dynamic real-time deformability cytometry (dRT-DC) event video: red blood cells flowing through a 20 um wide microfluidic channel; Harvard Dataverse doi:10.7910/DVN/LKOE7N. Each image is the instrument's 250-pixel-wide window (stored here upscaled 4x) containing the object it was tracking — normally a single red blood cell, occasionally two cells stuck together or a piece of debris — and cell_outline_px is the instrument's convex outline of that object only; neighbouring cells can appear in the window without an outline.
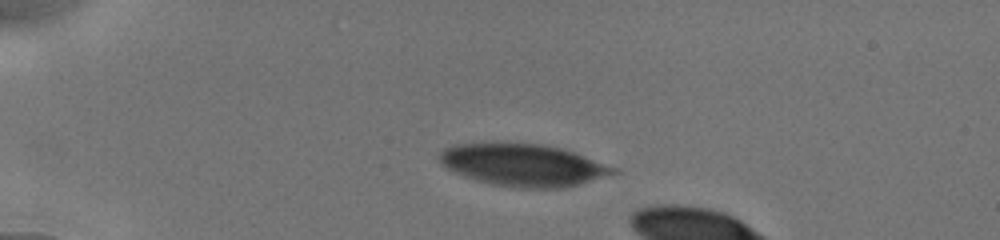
{"species": "human", "species_latin": "Homo sapiens", "temperature_condition": "cold", "stored_images_in_passage": 16, "camera_frame_rate_fps": 3000, "um_per_image_px": 0.085, "donor": {"sex": "male"}, "frame": {"image": 1, "passage_image": 1, "time_ms": 0.0, "image_size_px": [1000, 240], "cell_outline_px": [[620, 172], [580, 184], [560, 188], [516, 188], [476, 180], [464, 176], [440, 164], [436, 156], [444, 148], [452, 144], [492, 140], [544, 144], [560, 148], [572, 152], [616, 168]], "centroid_in_image_um": [44.37, 13.98], "position_along_channel_um": 40.6, "area_um2": 43.52}}
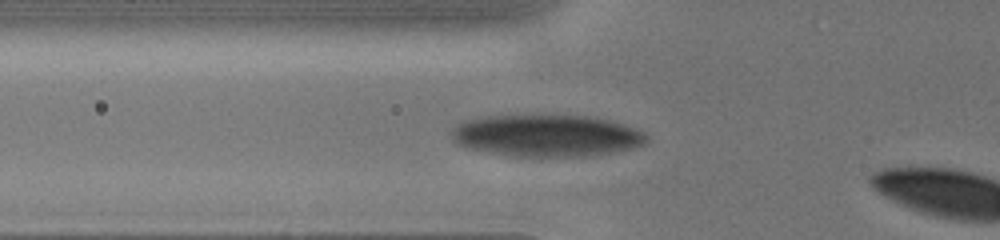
{"frame": {"image": 2, "passage_image": 14, "time_ms": 2.333, "image_size_px": [1000, 240], "cell_outline_px": [[648, 140], [644, 144], [632, 148], [592, 156], [512, 156], [468, 148], [456, 144], [452, 140], [452, 132], [464, 120], [480, 116], [524, 112], [540, 112], [588, 116], [612, 120], [624, 124], [644, 132], [648, 136]], "centroid_in_image_um": [46.45, 11.46], "position_along_channel_um": 79.4, "area_um2": 49.25}}